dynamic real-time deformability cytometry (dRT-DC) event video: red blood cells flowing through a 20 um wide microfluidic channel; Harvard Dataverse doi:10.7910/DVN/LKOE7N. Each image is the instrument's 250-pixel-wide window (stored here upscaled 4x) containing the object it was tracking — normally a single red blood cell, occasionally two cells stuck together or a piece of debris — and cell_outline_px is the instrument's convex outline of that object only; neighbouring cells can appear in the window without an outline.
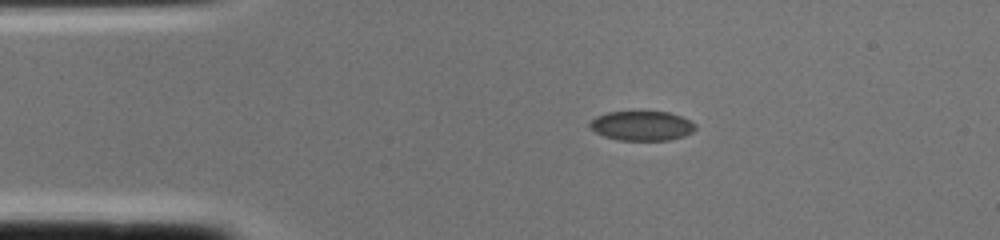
{"species": "common noctule bat (a hibernating species)", "species_latin": "Nyctalus noctula", "temperature_condition": "cold", "stored_images_in_passage": 1, "camera_frame_rate_fps": 3000, "um_per_image_px": 0.085, "animal": {"sex": "female", "body_mass_g": 22.0, "forearm_length_mm": 56.7}, "frame": {"image": 1, "passage_image": 1, "time_ms": 0.0, "image_size_px": [1000, 240], "cell_outline_px": [[696, 128], [692, 132], [684, 136], [668, 140], [620, 140], [604, 136], [596, 132], [588, 124], [596, 116], [608, 112], [668, 112], [680, 116], [696, 124]], "centroid_in_image_um": [54.56, 10.69], "position_along_channel_um": 30.4, "area_um2": 17.98}}